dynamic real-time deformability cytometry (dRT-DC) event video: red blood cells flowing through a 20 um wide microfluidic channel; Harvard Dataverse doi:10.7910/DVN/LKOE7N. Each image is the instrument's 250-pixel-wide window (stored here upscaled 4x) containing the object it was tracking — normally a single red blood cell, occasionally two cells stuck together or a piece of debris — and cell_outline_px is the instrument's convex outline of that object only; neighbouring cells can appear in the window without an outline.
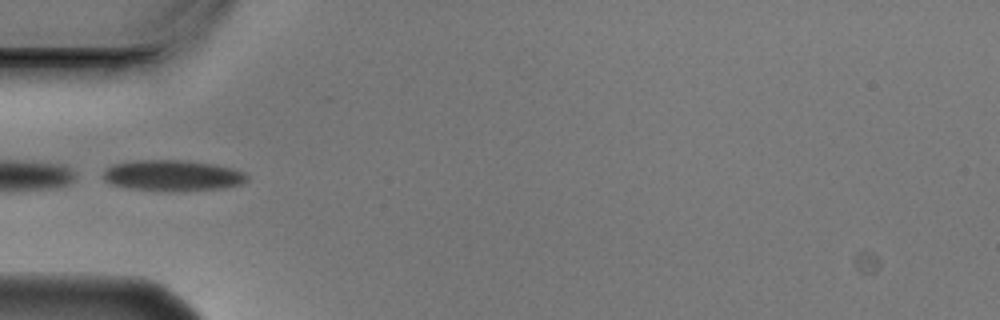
{"species": "Egyptian fruit bat (a non-hibernating species)", "species_latin": "Rousettus aegyptiacus", "temperature_condition": "cold", "stored_images_in_passage": 4, "camera_frame_rate_fps": 3000, "um_per_image_px": 0.085, "animal": {"sex": "male"}, "frame": {"image": 1, "passage_image": 4, "time_ms": 1.0, "image_size_px": [1000, 320], "cell_outline_px": [[248, 180], [240, 184], [224, 188], [176, 192], [128, 188], [112, 184], [104, 180], [104, 172], [112, 164], [136, 160], [180, 160], [212, 164], [232, 168], [244, 172], [248, 176]], "centroid_in_image_um": [14.69, 14.93], "position_along_channel_um": 70.3, "area_um2": 25.95}}